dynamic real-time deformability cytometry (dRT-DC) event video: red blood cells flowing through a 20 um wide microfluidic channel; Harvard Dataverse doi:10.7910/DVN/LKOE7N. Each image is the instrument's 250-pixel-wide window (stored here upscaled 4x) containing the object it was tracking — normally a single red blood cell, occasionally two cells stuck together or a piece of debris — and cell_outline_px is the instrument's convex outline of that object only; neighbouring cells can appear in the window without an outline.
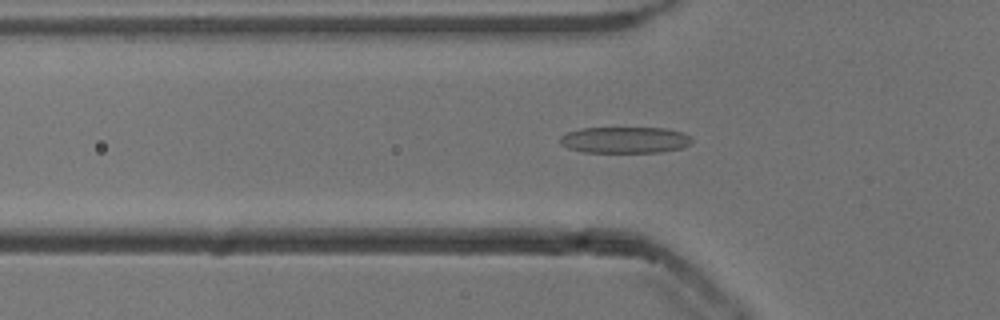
{"species": "common noctule bat (a hibernating species)", "species_latin": "Nyctalus noctula", "temperature_condition": "cold", "stored_images_in_passage": 46, "camera_frame_rate_fps": 3000, "um_per_image_px": 0.085, "animal": {"sex": "male", "body_mass_g": 13.3}, "frame": {"image": 1, "passage_image": 10, "time_ms": 3.0, "image_size_px": [1000, 320], "cell_outline_px": [[692, 144], [680, 148], [660, 152], [584, 152], [568, 148], [560, 144], [560, 136], [568, 132], [580, 128], [664, 128], [684, 132], [692, 136]], "centroid_in_image_um": [53.14, 11.89], "position_along_channel_um": 72.7, "area_um2": 20.35}}
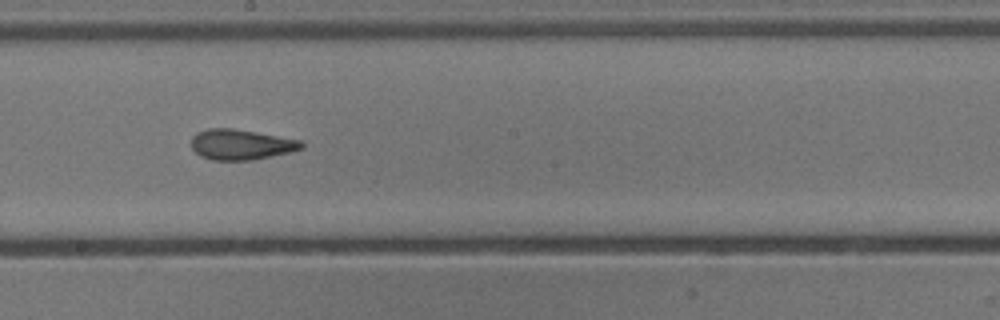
{"frame": {"image": 2, "passage_image": 22, "time_ms": 7.0, "image_size_px": [1000, 320], "cell_outline_px": [[304, 148], [292, 152], [252, 160], [212, 160], [200, 156], [192, 148], [192, 136], [196, 132], [208, 128], [232, 128], [256, 132], [300, 140], [304, 144]], "centroid_in_image_um": [20.49, 12.28], "position_along_channel_um": 227.7, "area_um2": 19.59}}
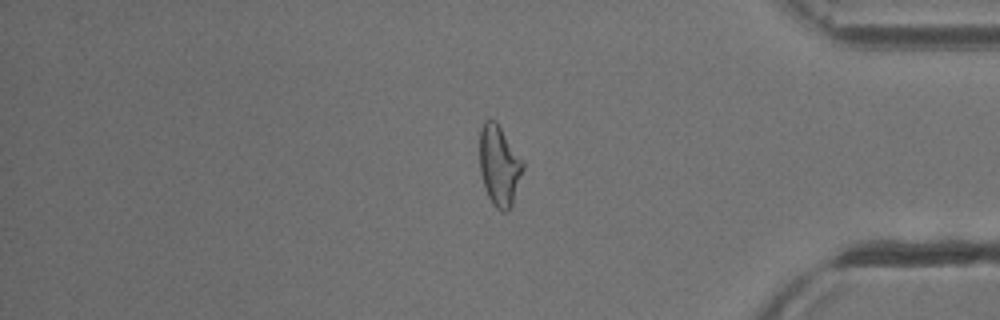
{"frame": {"image": 3, "passage_image": 37, "time_ms": 12.0, "image_size_px": [1000, 320], "cell_outline_px": [[524, 168], [512, 204], [504, 212], [500, 212], [492, 204], [488, 196], [480, 172], [480, 128], [484, 120], [496, 120], [524, 160]], "centroid_in_image_um": [42.45, 14.04], "position_along_channel_um": 392.8, "area_um2": 20.4}, "authors_computed_cell_mechanics": {"area_um2": 20.1144, "velocity_mm_per_s": 3.8489, "shape_relaxation_time_tau1_ms": 4.8454, "shape_relaxation_time_tau2_ms": 2.1528, "deformation_change_tau1": 0.1619, "deformation_change_tau2": 0.1181}}